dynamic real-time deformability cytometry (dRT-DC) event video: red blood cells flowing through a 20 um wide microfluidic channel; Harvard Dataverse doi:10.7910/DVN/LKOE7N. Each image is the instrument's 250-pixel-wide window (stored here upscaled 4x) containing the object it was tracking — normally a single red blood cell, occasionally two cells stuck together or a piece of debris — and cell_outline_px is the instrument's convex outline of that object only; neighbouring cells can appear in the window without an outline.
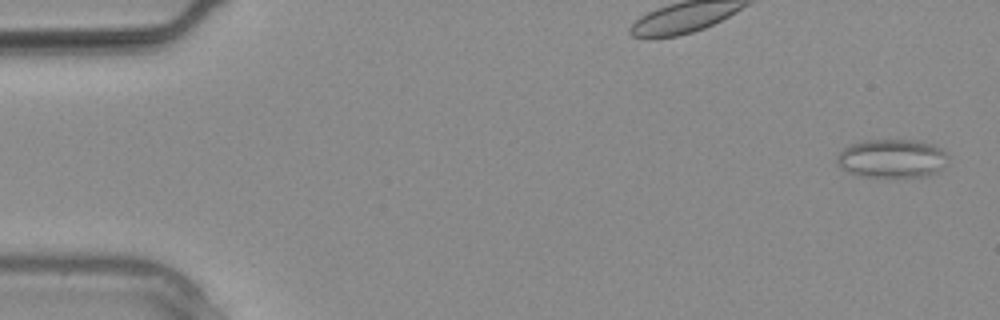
{"species": "common noctule bat (a hibernating species)", "species_latin": "Nyctalus noctula", "temperature_condition": "warm", "stored_images_in_passage": 30, "camera_frame_rate_fps": 3000, "um_per_image_px": 0.085, "animal": {"sex": "male", "body_mass_g": 20.4}, "frame": {"image": 1, "passage_image": 1, "time_ms": 0.0, "image_size_px": [1000, 320], "cell_outline_px": [[948, 156], [940, 168], [936, 172], [924, 176], [892, 180], [856, 176], [840, 168], [836, 160], [836, 156], [844, 148], [852, 144], [864, 140], [920, 140], [936, 144], [948, 152]], "centroid_in_image_um": [75.8, 13.51], "position_along_channel_um": 9.2, "area_um2": 26.01}}